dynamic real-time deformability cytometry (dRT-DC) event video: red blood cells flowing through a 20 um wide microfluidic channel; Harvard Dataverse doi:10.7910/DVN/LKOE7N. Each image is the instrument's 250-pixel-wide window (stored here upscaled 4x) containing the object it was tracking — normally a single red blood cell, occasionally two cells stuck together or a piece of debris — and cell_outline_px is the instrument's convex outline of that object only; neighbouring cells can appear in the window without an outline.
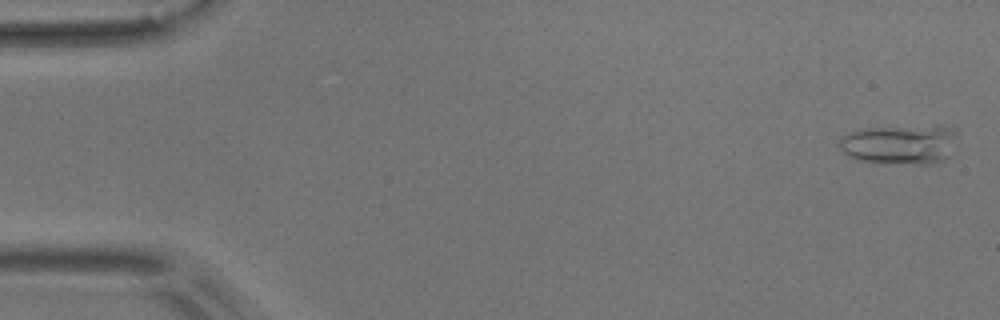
{"species": "common noctule bat (a hibernating species)", "species_latin": "Nyctalus noctula", "temperature_condition": "room temperature", "stored_images_in_passage": 56, "camera_frame_rate_fps": 3000, "um_per_image_px": 0.085, "animal": {"sex": "male", "body_mass_g": 17.9}, "frame": {"image": 1, "passage_image": 2, "time_ms": 0.333, "image_size_px": [1000, 320], "cell_outline_px": [[956, 132], [944, 160], [932, 164], [876, 164], [856, 160], [848, 156], [840, 148], [840, 136], [848, 132], [868, 128], [936, 124], [956, 128]], "centroid_in_image_um": [76.43, 12.27], "position_along_channel_um": 8.6, "area_um2": 27.74}}
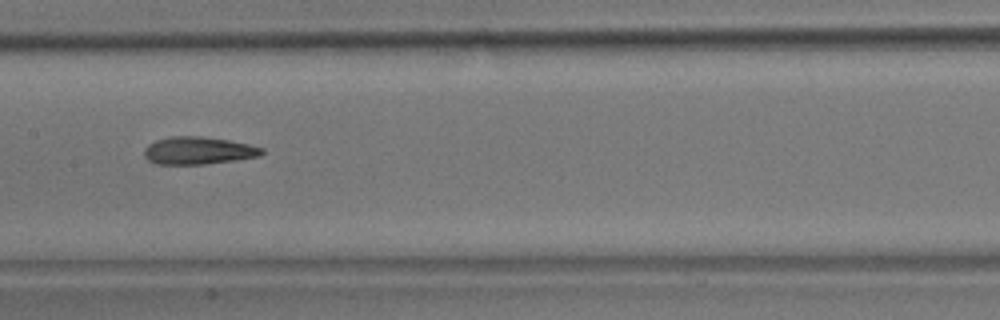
{"frame": {"image": 2, "passage_image": 28, "time_ms": 9.0, "image_size_px": [1000, 320], "cell_outline_px": [[264, 152], [260, 156], [236, 160], [204, 164], [156, 164], [148, 160], [144, 156], [144, 148], [148, 144], [156, 140], [172, 136], [200, 136], [228, 140], [248, 144], [264, 148]], "centroid_in_image_um": [16.85, 12.8], "position_along_channel_um": 190.6, "area_um2": 18.9}}
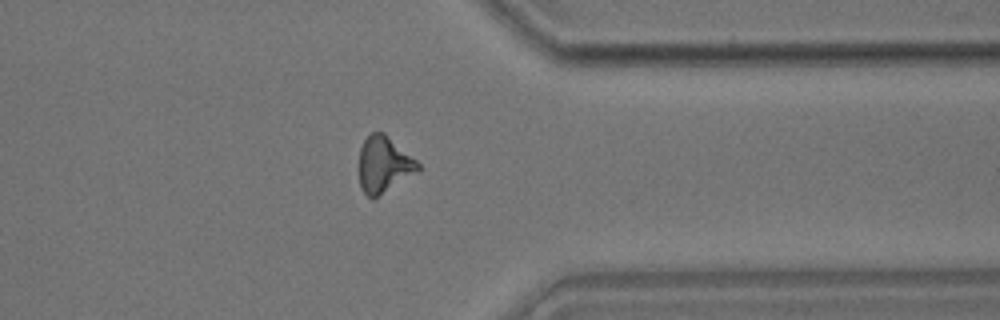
{"frame": {"image": 3, "passage_image": 44, "time_ms": 14.333, "image_size_px": [1000, 320], "cell_outline_px": [[420, 168], [372, 200], [364, 192], [360, 184], [360, 148], [364, 140], [372, 132], [384, 132], [416, 160], [420, 164]], "centroid_in_image_um": [32.6, 13.96], "position_along_channel_um": 378.8, "area_um2": 18.67}, "authors_computed_cell_mechanics": {"area_um2": 18.9006, "velocity_mm_per_s": 3.6695, "shape_relaxation_time_tau1_ms": 7.9589, "shape_relaxation_time_tau2_ms": 5.483, "deformation_change_tau1": 0.2124, "deformation_change_tau2": 0.1533}}